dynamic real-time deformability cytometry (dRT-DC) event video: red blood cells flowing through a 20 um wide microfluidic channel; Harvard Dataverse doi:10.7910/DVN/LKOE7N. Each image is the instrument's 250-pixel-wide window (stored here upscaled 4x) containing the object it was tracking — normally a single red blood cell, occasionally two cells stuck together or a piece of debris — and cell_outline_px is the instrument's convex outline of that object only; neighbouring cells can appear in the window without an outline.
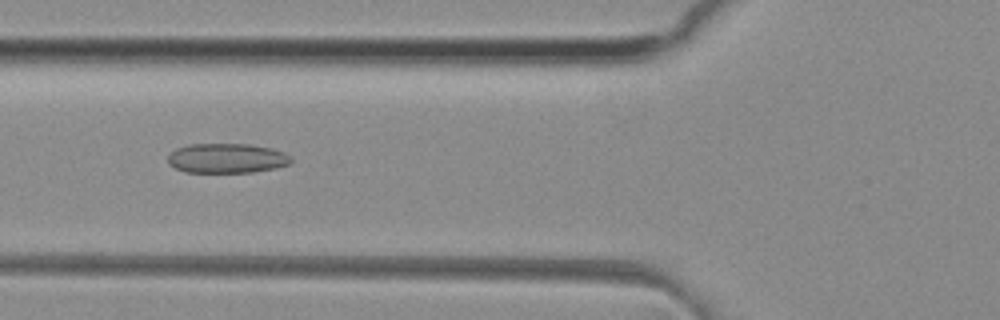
{"species": "common noctule bat (a hibernating species)", "species_latin": "Nyctalus noctula", "temperature_condition": "room temperature", "stored_images_in_passage": 40, "camera_frame_rate_fps": 3000, "um_per_image_px": 0.085, "animal": {"sex": "female", "body_mass_g": 29.2, "forearm_length_mm": 56.3}, "frame": {"image": 1, "passage_image": 9, "time_ms": 2.667, "image_size_px": [1000, 320], "cell_outline_px": [[292, 160], [288, 164], [276, 168], [252, 172], [184, 172], [168, 164], [168, 156], [176, 148], [188, 144], [248, 144], [272, 148], [284, 152], [292, 156]], "centroid_in_image_um": [19.28, 13.45], "position_along_channel_um": 106.5, "area_um2": 21.39}}
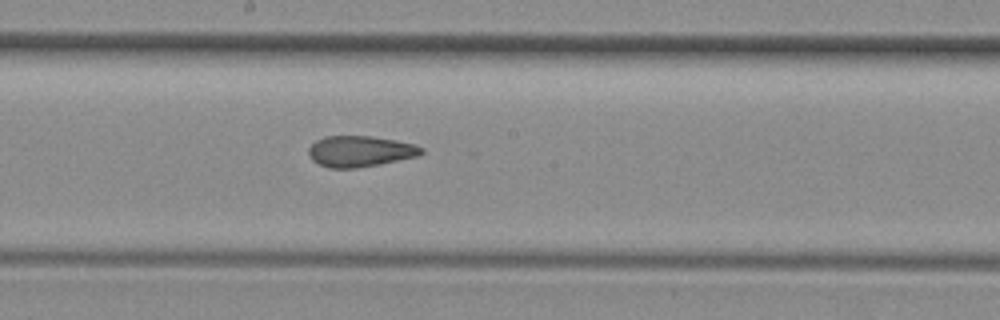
{"frame": {"image": 2, "passage_image": 17, "time_ms": 5.333, "image_size_px": [1000, 320], "cell_outline_px": [[424, 152], [420, 156], [380, 164], [356, 168], [328, 168], [312, 160], [308, 156], [308, 148], [316, 140], [324, 136], [372, 136], [396, 140], [416, 144], [424, 148]], "centroid_in_image_um": [30.63, 12.86], "position_along_channel_um": 217.6, "area_um2": 20.63}}
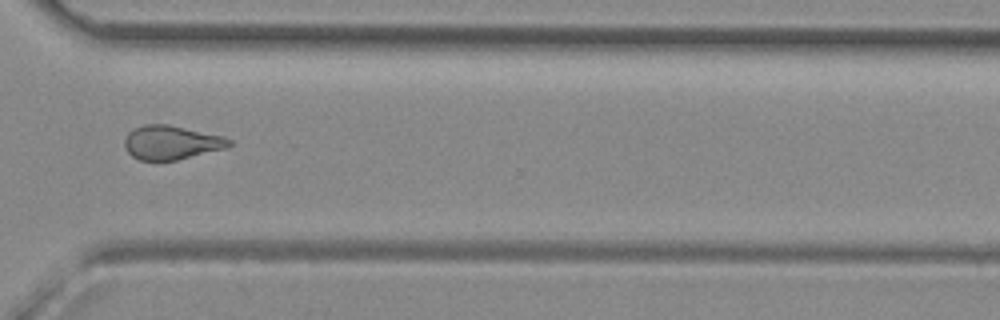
{"frame": {"image": 3, "passage_image": 27, "time_ms": 8.667, "image_size_px": [1000, 320], "cell_outline_px": [[232, 144], [228, 148], [176, 160], [140, 160], [132, 156], [124, 148], [124, 140], [128, 132], [144, 124], [168, 124], [224, 136], [232, 140]], "centroid_in_image_um": [14.58, 12.11], "position_along_channel_um": 356.0, "area_um2": 20.81}, "authors_computed_cell_mechanics": {"area_um2": 20.8947, "velocity_mm_per_s": 4.1625, "shape_relaxation_time_tau1_ms": null, "shape_relaxation_time_tau2_ms": 2.7156, "deformation_change_tau1": null, "deformation_change_tau2": 0.1097}}